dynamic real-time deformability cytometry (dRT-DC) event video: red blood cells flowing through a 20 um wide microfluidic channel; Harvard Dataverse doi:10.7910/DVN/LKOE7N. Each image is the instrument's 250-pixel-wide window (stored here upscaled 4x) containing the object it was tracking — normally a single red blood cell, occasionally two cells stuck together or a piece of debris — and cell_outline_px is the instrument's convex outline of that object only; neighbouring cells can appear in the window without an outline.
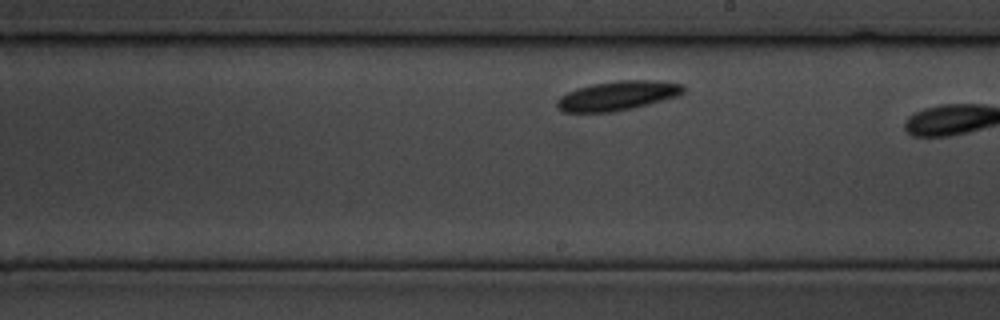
{"species": "common noctule bat (a hibernating species)", "species_latin": "Nyctalus noctula", "temperature_condition": "cold", "stored_images_in_passage": 14, "camera_frame_rate_fps": 3000, "um_per_image_px": 0.085, "animal": {"sex": "male", "body_mass_g": 19.5, "forearm_length_mm": 54.6}, "frame": {"image": 1, "passage_image": 14, "time_ms": 4.333, "image_size_px": [1000, 320], "cell_outline_px": [[684, 92], [676, 96], [648, 104], [632, 108], [612, 112], [564, 112], [556, 108], [556, 100], [560, 96], [576, 88], [592, 84], [616, 80], [656, 80], [684, 84]], "centroid_in_image_um": [52.46, 8.13], "position_along_channel_um": 236.5, "area_um2": 21.68}}